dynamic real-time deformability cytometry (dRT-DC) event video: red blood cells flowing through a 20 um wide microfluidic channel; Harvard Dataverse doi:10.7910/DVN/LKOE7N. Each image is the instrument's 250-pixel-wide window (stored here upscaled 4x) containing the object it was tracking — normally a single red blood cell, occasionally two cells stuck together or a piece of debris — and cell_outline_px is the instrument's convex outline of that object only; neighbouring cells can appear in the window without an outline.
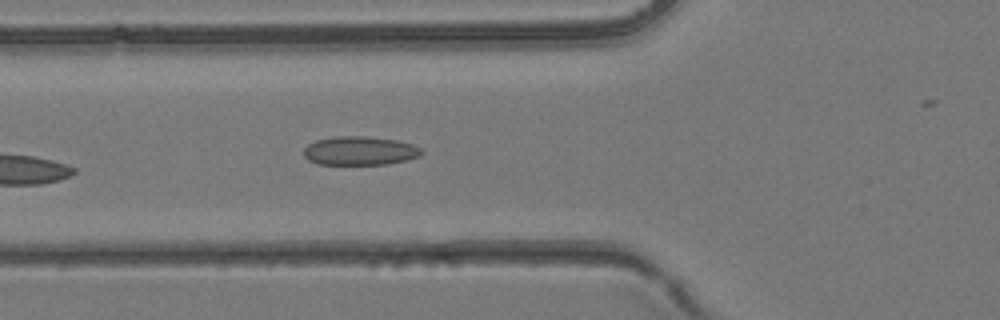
{"species": "common noctule bat (a hibernating species)", "species_latin": "Nyctalus noctula", "temperature_condition": "room temperature", "stored_images_in_passage": 7, "camera_frame_rate_fps": 3000, "um_per_image_px": 0.085, "animal": {"sex": "female", "body_mass_g": 24.6, "forearm_length_mm": 56.2}, "frame": {"image": 1, "passage_image": 5, "time_ms": 1.333, "image_size_px": [1000, 320], "cell_outline_px": [[424, 152], [420, 156], [408, 160], [388, 164], [316, 164], [308, 160], [304, 156], [304, 148], [308, 144], [316, 140], [336, 136], [364, 136], [396, 140], [412, 144], [420, 148]], "centroid_in_image_um": [30.59, 12.82], "position_along_channel_um": 95.2, "area_um2": 19.83}}